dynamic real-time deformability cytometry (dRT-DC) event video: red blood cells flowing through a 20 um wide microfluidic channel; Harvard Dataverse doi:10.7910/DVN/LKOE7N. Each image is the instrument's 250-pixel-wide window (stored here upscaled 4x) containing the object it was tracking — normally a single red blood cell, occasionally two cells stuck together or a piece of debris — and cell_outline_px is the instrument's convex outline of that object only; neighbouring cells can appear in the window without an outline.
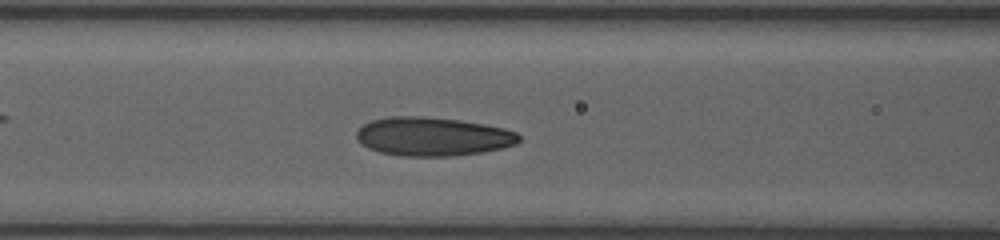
{"species": "human", "species_latin": "Homo sapiens", "temperature_condition": "room temperature", "stored_images_in_passage": 10, "camera_frame_rate_fps": 3000, "um_per_image_px": 0.085, "donor": {"sex": "female"}, "frame": {"image": 1, "passage_image": 6, "time_ms": 3.333, "image_size_px": [1000, 240], "cell_outline_px": [[520, 140], [516, 144], [504, 148], [484, 152], [448, 156], [400, 156], [380, 152], [368, 148], [360, 144], [356, 140], [356, 132], [364, 124], [372, 120], [388, 116], [424, 116], [460, 120], [484, 124], [504, 128], [516, 132], [520, 136]], "centroid_in_image_um": [36.77, 11.6], "position_along_channel_um": 129.8, "area_um2": 36.93}}
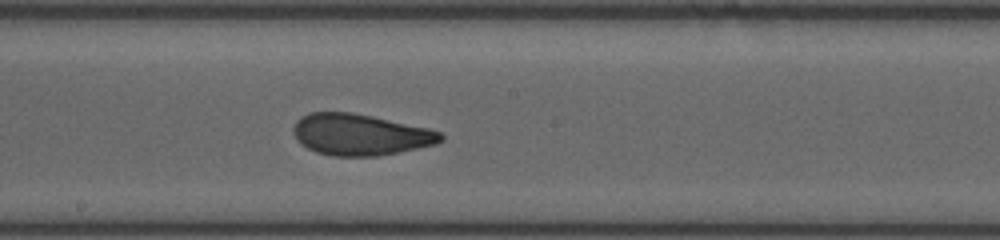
{"frame": {"image": 2, "passage_image": 9, "time_ms": 5.667, "image_size_px": [1000, 240], "cell_outline_px": [[444, 140], [436, 144], [376, 156], [332, 156], [316, 152], [300, 144], [296, 140], [292, 132], [292, 128], [296, 120], [300, 116], [308, 112], [352, 112], [372, 116], [428, 128], [440, 132], [444, 136]], "centroid_in_image_um": [30.56, 11.43], "position_along_channel_um": 217.6, "area_um2": 35.6}}